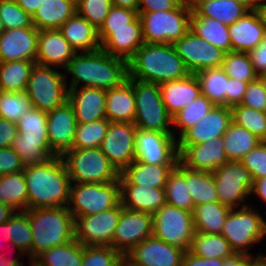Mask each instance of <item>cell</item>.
I'll use <instances>...</instances> for the list:
<instances>
[{
  "mask_svg": "<svg viewBox=\"0 0 266 266\" xmlns=\"http://www.w3.org/2000/svg\"><path fill=\"white\" fill-rule=\"evenodd\" d=\"M23 172L28 210L68 206L71 181L61 156L51 157L43 164L26 166Z\"/></svg>",
  "mask_w": 266,
  "mask_h": 266,
  "instance_id": "1",
  "label": "cell"
},
{
  "mask_svg": "<svg viewBox=\"0 0 266 266\" xmlns=\"http://www.w3.org/2000/svg\"><path fill=\"white\" fill-rule=\"evenodd\" d=\"M71 74L68 88L94 87L111 89L120 86L128 77L127 61L104 52H76L64 70ZM82 83L84 85L79 84Z\"/></svg>",
  "mask_w": 266,
  "mask_h": 266,
  "instance_id": "2",
  "label": "cell"
},
{
  "mask_svg": "<svg viewBox=\"0 0 266 266\" xmlns=\"http://www.w3.org/2000/svg\"><path fill=\"white\" fill-rule=\"evenodd\" d=\"M127 68L129 78L159 85L191 74L169 43H144L127 61Z\"/></svg>",
  "mask_w": 266,
  "mask_h": 266,
  "instance_id": "3",
  "label": "cell"
},
{
  "mask_svg": "<svg viewBox=\"0 0 266 266\" xmlns=\"http://www.w3.org/2000/svg\"><path fill=\"white\" fill-rule=\"evenodd\" d=\"M32 230L31 259L75 239L74 217L67 207L27 210Z\"/></svg>",
  "mask_w": 266,
  "mask_h": 266,
  "instance_id": "4",
  "label": "cell"
},
{
  "mask_svg": "<svg viewBox=\"0 0 266 266\" xmlns=\"http://www.w3.org/2000/svg\"><path fill=\"white\" fill-rule=\"evenodd\" d=\"M191 15L190 0L171 10L138 13L144 43L174 44L190 30Z\"/></svg>",
  "mask_w": 266,
  "mask_h": 266,
  "instance_id": "5",
  "label": "cell"
},
{
  "mask_svg": "<svg viewBox=\"0 0 266 266\" xmlns=\"http://www.w3.org/2000/svg\"><path fill=\"white\" fill-rule=\"evenodd\" d=\"M256 208L247 205L231 209L226 217L220 234L235 253L253 256L249 249L266 237V220Z\"/></svg>",
  "mask_w": 266,
  "mask_h": 266,
  "instance_id": "6",
  "label": "cell"
},
{
  "mask_svg": "<svg viewBox=\"0 0 266 266\" xmlns=\"http://www.w3.org/2000/svg\"><path fill=\"white\" fill-rule=\"evenodd\" d=\"M55 69L35 63L25 89L32 107L46 113L68 101V82L65 72Z\"/></svg>",
  "mask_w": 266,
  "mask_h": 266,
  "instance_id": "7",
  "label": "cell"
},
{
  "mask_svg": "<svg viewBox=\"0 0 266 266\" xmlns=\"http://www.w3.org/2000/svg\"><path fill=\"white\" fill-rule=\"evenodd\" d=\"M136 112L134 124L145 131L173 134L172 116L162 101L160 85L132 78Z\"/></svg>",
  "mask_w": 266,
  "mask_h": 266,
  "instance_id": "8",
  "label": "cell"
},
{
  "mask_svg": "<svg viewBox=\"0 0 266 266\" xmlns=\"http://www.w3.org/2000/svg\"><path fill=\"white\" fill-rule=\"evenodd\" d=\"M61 157L72 183H107L119 179L120 173L110 163L100 147L72 148Z\"/></svg>",
  "mask_w": 266,
  "mask_h": 266,
  "instance_id": "9",
  "label": "cell"
},
{
  "mask_svg": "<svg viewBox=\"0 0 266 266\" xmlns=\"http://www.w3.org/2000/svg\"><path fill=\"white\" fill-rule=\"evenodd\" d=\"M120 202L119 181L70 184L68 210L73 217L98 214Z\"/></svg>",
  "mask_w": 266,
  "mask_h": 266,
  "instance_id": "10",
  "label": "cell"
},
{
  "mask_svg": "<svg viewBox=\"0 0 266 266\" xmlns=\"http://www.w3.org/2000/svg\"><path fill=\"white\" fill-rule=\"evenodd\" d=\"M195 233L193 212L168 203L152 215V236L189 251Z\"/></svg>",
  "mask_w": 266,
  "mask_h": 266,
  "instance_id": "11",
  "label": "cell"
},
{
  "mask_svg": "<svg viewBox=\"0 0 266 266\" xmlns=\"http://www.w3.org/2000/svg\"><path fill=\"white\" fill-rule=\"evenodd\" d=\"M218 201L230 209L251 205L253 179L241 161H228L213 172ZM245 202V203H244Z\"/></svg>",
  "mask_w": 266,
  "mask_h": 266,
  "instance_id": "12",
  "label": "cell"
},
{
  "mask_svg": "<svg viewBox=\"0 0 266 266\" xmlns=\"http://www.w3.org/2000/svg\"><path fill=\"white\" fill-rule=\"evenodd\" d=\"M123 206L115 207L87 216L74 218L75 239L83 246H109L118 224Z\"/></svg>",
  "mask_w": 266,
  "mask_h": 266,
  "instance_id": "13",
  "label": "cell"
},
{
  "mask_svg": "<svg viewBox=\"0 0 266 266\" xmlns=\"http://www.w3.org/2000/svg\"><path fill=\"white\" fill-rule=\"evenodd\" d=\"M135 161L151 165H177V139L173 134L145 131L137 128Z\"/></svg>",
  "mask_w": 266,
  "mask_h": 266,
  "instance_id": "14",
  "label": "cell"
},
{
  "mask_svg": "<svg viewBox=\"0 0 266 266\" xmlns=\"http://www.w3.org/2000/svg\"><path fill=\"white\" fill-rule=\"evenodd\" d=\"M173 45L191 74L204 69L221 68L226 54L191 30Z\"/></svg>",
  "mask_w": 266,
  "mask_h": 266,
  "instance_id": "15",
  "label": "cell"
},
{
  "mask_svg": "<svg viewBox=\"0 0 266 266\" xmlns=\"http://www.w3.org/2000/svg\"><path fill=\"white\" fill-rule=\"evenodd\" d=\"M137 127L130 122H110L100 146L110 163L121 173L135 160Z\"/></svg>",
  "mask_w": 266,
  "mask_h": 266,
  "instance_id": "16",
  "label": "cell"
},
{
  "mask_svg": "<svg viewBox=\"0 0 266 266\" xmlns=\"http://www.w3.org/2000/svg\"><path fill=\"white\" fill-rule=\"evenodd\" d=\"M152 236V214L122 208L112 239V247L123 256Z\"/></svg>",
  "mask_w": 266,
  "mask_h": 266,
  "instance_id": "17",
  "label": "cell"
},
{
  "mask_svg": "<svg viewBox=\"0 0 266 266\" xmlns=\"http://www.w3.org/2000/svg\"><path fill=\"white\" fill-rule=\"evenodd\" d=\"M186 250L150 236L133 247L124 258L135 266H181Z\"/></svg>",
  "mask_w": 266,
  "mask_h": 266,
  "instance_id": "18",
  "label": "cell"
},
{
  "mask_svg": "<svg viewBox=\"0 0 266 266\" xmlns=\"http://www.w3.org/2000/svg\"><path fill=\"white\" fill-rule=\"evenodd\" d=\"M223 143L221 136L197 145H177L179 162L191 170L212 173L229 161Z\"/></svg>",
  "mask_w": 266,
  "mask_h": 266,
  "instance_id": "19",
  "label": "cell"
},
{
  "mask_svg": "<svg viewBox=\"0 0 266 266\" xmlns=\"http://www.w3.org/2000/svg\"><path fill=\"white\" fill-rule=\"evenodd\" d=\"M77 124L74 108L68 101L47 113L48 141L57 156L73 148Z\"/></svg>",
  "mask_w": 266,
  "mask_h": 266,
  "instance_id": "20",
  "label": "cell"
},
{
  "mask_svg": "<svg viewBox=\"0 0 266 266\" xmlns=\"http://www.w3.org/2000/svg\"><path fill=\"white\" fill-rule=\"evenodd\" d=\"M98 36L104 52L126 61L144 44L139 16L131 22V28L99 29Z\"/></svg>",
  "mask_w": 266,
  "mask_h": 266,
  "instance_id": "21",
  "label": "cell"
},
{
  "mask_svg": "<svg viewBox=\"0 0 266 266\" xmlns=\"http://www.w3.org/2000/svg\"><path fill=\"white\" fill-rule=\"evenodd\" d=\"M231 122V107L215 105L195 126L186 130L177 139V145H197L221 137Z\"/></svg>",
  "mask_w": 266,
  "mask_h": 266,
  "instance_id": "22",
  "label": "cell"
},
{
  "mask_svg": "<svg viewBox=\"0 0 266 266\" xmlns=\"http://www.w3.org/2000/svg\"><path fill=\"white\" fill-rule=\"evenodd\" d=\"M39 30L33 25L5 30L0 35V63L14 60L36 61Z\"/></svg>",
  "mask_w": 266,
  "mask_h": 266,
  "instance_id": "23",
  "label": "cell"
},
{
  "mask_svg": "<svg viewBox=\"0 0 266 266\" xmlns=\"http://www.w3.org/2000/svg\"><path fill=\"white\" fill-rule=\"evenodd\" d=\"M75 53L59 29L39 30L36 64L65 70Z\"/></svg>",
  "mask_w": 266,
  "mask_h": 266,
  "instance_id": "24",
  "label": "cell"
},
{
  "mask_svg": "<svg viewBox=\"0 0 266 266\" xmlns=\"http://www.w3.org/2000/svg\"><path fill=\"white\" fill-rule=\"evenodd\" d=\"M106 90L94 87L68 88V102L73 106L76 122L87 123L106 118Z\"/></svg>",
  "mask_w": 266,
  "mask_h": 266,
  "instance_id": "25",
  "label": "cell"
},
{
  "mask_svg": "<svg viewBox=\"0 0 266 266\" xmlns=\"http://www.w3.org/2000/svg\"><path fill=\"white\" fill-rule=\"evenodd\" d=\"M162 101L173 117L199 95L201 86L195 74L160 84Z\"/></svg>",
  "mask_w": 266,
  "mask_h": 266,
  "instance_id": "26",
  "label": "cell"
},
{
  "mask_svg": "<svg viewBox=\"0 0 266 266\" xmlns=\"http://www.w3.org/2000/svg\"><path fill=\"white\" fill-rule=\"evenodd\" d=\"M231 51L248 53L263 40L266 31L253 9L229 27Z\"/></svg>",
  "mask_w": 266,
  "mask_h": 266,
  "instance_id": "27",
  "label": "cell"
},
{
  "mask_svg": "<svg viewBox=\"0 0 266 266\" xmlns=\"http://www.w3.org/2000/svg\"><path fill=\"white\" fill-rule=\"evenodd\" d=\"M177 165H151L133 161L119 175V185H143L164 188L170 173Z\"/></svg>",
  "mask_w": 266,
  "mask_h": 266,
  "instance_id": "28",
  "label": "cell"
},
{
  "mask_svg": "<svg viewBox=\"0 0 266 266\" xmlns=\"http://www.w3.org/2000/svg\"><path fill=\"white\" fill-rule=\"evenodd\" d=\"M136 112L132 78L106 90L105 114L110 122H134Z\"/></svg>",
  "mask_w": 266,
  "mask_h": 266,
  "instance_id": "29",
  "label": "cell"
},
{
  "mask_svg": "<svg viewBox=\"0 0 266 266\" xmlns=\"http://www.w3.org/2000/svg\"><path fill=\"white\" fill-rule=\"evenodd\" d=\"M120 203L124 208L154 214L166 203L164 188L120 185Z\"/></svg>",
  "mask_w": 266,
  "mask_h": 266,
  "instance_id": "30",
  "label": "cell"
},
{
  "mask_svg": "<svg viewBox=\"0 0 266 266\" xmlns=\"http://www.w3.org/2000/svg\"><path fill=\"white\" fill-rule=\"evenodd\" d=\"M59 30L76 52H92L101 47L98 30L77 12Z\"/></svg>",
  "mask_w": 266,
  "mask_h": 266,
  "instance_id": "31",
  "label": "cell"
},
{
  "mask_svg": "<svg viewBox=\"0 0 266 266\" xmlns=\"http://www.w3.org/2000/svg\"><path fill=\"white\" fill-rule=\"evenodd\" d=\"M192 10L199 17L214 18L230 26L250 9L236 0H190Z\"/></svg>",
  "mask_w": 266,
  "mask_h": 266,
  "instance_id": "32",
  "label": "cell"
},
{
  "mask_svg": "<svg viewBox=\"0 0 266 266\" xmlns=\"http://www.w3.org/2000/svg\"><path fill=\"white\" fill-rule=\"evenodd\" d=\"M76 13V0H45L31 16L38 30L60 29Z\"/></svg>",
  "mask_w": 266,
  "mask_h": 266,
  "instance_id": "33",
  "label": "cell"
},
{
  "mask_svg": "<svg viewBox=\"0 0 266 266\" xmlns=\"http://www.w3.org/2000/svg\"><path fill=\"white\" fill-rule=\"evenodd\" d=\"M229 26L214 18L199 17L193 10L190 18V30L226 53L231 51Z\"/></svg>",
  "mask_w": 266,
  "mask_h": 266,
  "instance_id": "34",
  "label": "cell"
},
{
  "mask_svg": "<svg viewBox=\"0 0 266 266\" xmlns=\"http://www.w3.org/2000/svg\"><path fill=\"white\" fill-rule=\"evenodd\" d=\"M225 155L229 161H241L252 149L257 147L260 140L253 133L231 122L223 135Z\"/></svg>",
  "mask_w": 266,
  "mask_h": 266,
  "instance_id": "35",
  "label": "cell"
},
{
  "mask_svg": "<svg viewBox=\"0 0 266 266\" xmlns=\"http://www.w3.org/2000/svg\"><path fill=\"white\" fill-rule=\"evenodd\" d=\"M230 210L219 201L196 205L193 211L195 231L220 234Z\"/></svg>",
  "mask_w": 266,
  "mask_h": 266,
  "instance_id": "36",
  "label": "cell"
},
{
  "mask_svg": "<svg viewBox=\"0 0 266 266\" xmlns=\"http://www.w3.org/2000/svg\"><path fill=\"white\" fill-rule=\"evenodd\" d=\"M166 203L181 209L194 211V204L187 185V167L178 162L164 186Z\"/></svg>",
  "mask_w": 266,
  "mask_h": 266,
  "instance_id": "37",
  "label": "cell"
},
{
  "mask_svg": "<svg viewBox=\"0 0 266 266\" xmlns=\"http://www.w3.org/2000/svg\"><path fill=\"white\" fill-rule=\"evenodd\" d=\"M34 260L36 266H81L83 245L74 239L42 252Z\"/></svg>",
  "mask_w": 266,
  "mask_h": 266,
  "instance_id": "38",
  "label": "cell"
},
{
  "mask_svg": "<svg viewBox=\"0 0 266 266\" xmlns=\"http://www.w3.org/2000/svg\"><path fill=\"white\" fill-rule=\"evenodd\" d=\"M34 61L14 60L0 63V91H25Z\"/></svg>",
  "mask_w": 266,
  "mask_h": 266,
  "instance_id": "39",
  "label": "cell"
},
{
  "mask_svg": "<svg viewBox=\"0 0 266 266\" xmlns=\"http://www.w3.org/2000/svg\"><path fill=\"white\" fill-rule=\"evenodd\" d=\"M0 192L5 205L15 211L28 210L27 185L23 170L1 175Z\"/></svg>",
  "mask_w": 266,
  "mask_h": 266,
  "instance_id": "40",
  "label": "cell"
},
{
  "mask_svg": "<svg viewBox=\"0 0 266 266\" xmlns=\"http://www.w3.org/2000/svg\"><path fill=\"white\" fill-rule=\"evenodd\" d=\"M20 142L49 143L47 133V113L31 108L17 122Z\"/></svg>",
  "mask_w": 266,
  "mask_h": 266,
  "instance_id": "41",
  "label": "cell"
},
{
  "mask_svg": "<svg viewBox=\"0 0 266 266\" xmlns=\"http://www.w3.org/2000/svg\"><path fill=\"white\" fill-rule=\"evenodd\" d=\"M189 251L204 258L225 259L235 252L221 234L194 233Z\"/></svg>",
  "mask_w": 266,
  "mask_h": 266,
  "instance_id": "42",
  "label": "cell"
},
{
  "mask_svg": "<svg viewBox=\"0 0 266 266\" xmlns=\"http://www.w3.org/2000/svg\"><path fill=\"white\" fill-rule=\"evenodd\" d=\"M214 106L215 104L206 96L199 95L172 117V127H175L173 130L174 137L178 139L186 130L195 126Z\"/></svg>",
  "mask_w": 266,
  "mask_h": 266,
  "instance_id": "43",
  "label": "cell"
},
{
  "mask_svg": "<svg viewBox=\"0 0 266 266\" xmlns=\"http://www.w3.org/2000/svg\"><path fill=\"white\" fill-rule=\"evenodd\" d=\"M201 86V94L215 105L226 106L228 76L222 68L204 69L195 74Z\"/></svg>",
  "mask_w": 266,
  "mask_h": 266,
  "instance_id": "44",
  "label": "cell"
},
{
  "mask_svg": "<svg viewBox=\"0 0 266 266\" xmlns=\"http://www.w3.org/2000/svg\"><path fill=\"white\" fill-rule=\"evenodd\" d=\"M187 185L194 206L218 201L213 173L187 168Z\"/></svg>",
  "mask_w": 266,
  "mask_h": 266,
  "instance_id": "45",
  "label": "cell"
},
{
  "mask_svg": "<svg viewBox=\"0 0 266 266\" xmlns=\"http://www.w3.org/2000/svg\"><path fill=\"white\" fill-rule=\"evenodd\" d=\"M109 125L110 121L106 118L98 119L93 122L78 123L73 141V148H99L103 138L107 134Z\"/></svg>",
  "mask_w": 266,
  "mask_h": 266,
  "instance_id": "46",
  "label": "cell"
},
{
  "mask_svg": "<svg viewBox=\"0 0 266 266\" xmlns=\"http://www.w3.org/2000/svg\"><path fill=\"white\" fill-rule=\"evenodd\" d=\"M9 236L13 248L31 258L32 230L27 211H15L10 217Z\"/></svg>",
  "mask_w": 266,
  "mask_h": 266,
  "instance_id": "47",
  "label": "cell"
},
{
  "mask_svg": "<svg viewBox=\"0 0 266 266\" xmlns=\"http://www.w3.org/2000/svg\"><path fill=\"white\" fill-rule=\"evenodd\" d=\"M232 122L266 141V113L241 104L231 107Z\"/></svg>",
  "mask_w": 266,
  "mask_h": 266,
  "instance_id": "48",
  "label": "cell"
},
{
  "mask_svg": "<svg viewBox=\"0 0 266 266\" xmlns=\"http://www.w3.org/2000/svg\"><path fill=\"white\" fill-rule=\"evenodd\" d=\"M229 78L252 82L259 76L255 72L248 53L229 51L221 67Z\"/></svg>",
  "mask_w": 266,
  "mask_h": 266,
  "instance_id": "49",
  "label": "cell"
},
{
  "mask_svg": "<svg viewBox=\"0 0 266 266\" xmlns=\"http://www.w3.org/2000/svg\"><path fill=\"white\" fill-rule=\"evenodd\" d=\"M31 108V101L25 91H0V118L17 123Z\"/></svg>",
  "mask_w": 266,
  "mask_h": 266,
  "instance_id": "50",
  "label": "cell"
},
{
  "mask_svg": "<svg viewBox=\"0 0 266 266\" xmlns=\"http://www.w3.org/2000/svg\"><path fill=\"white\" fill-rule=\"evenodd\" d=\"M11 148L21 157L24 167L43 164L51 157L57 156L49 143L20 142L19 135L13 140Z\"/></svg>",
  "mask_w": 266,
  "mask_h": 266,
  "instance_id": "51",
  "label": "cell"
},
{
  "mask_svg": "<svg viewBox=\"0 0 266 266\" xmlns=\"http://www.w3.org/2000/svg\"><path fill=\"white\" fill-rule=\"evenodd\" d=\"M124 256L109 246H83L81 266H121Z\"/></svg>",
  "mask_w": 266,
  "mask_h": 266,
  "instance_id": "52",
  "label": "cell"
},
{
  "mask_svg": "<svg viewBox=\"0 0 266 266\" xmlns=\"http://www.w3.org/2000/svg\"><path fill=\"white\" fill-rule=\"evenodd\" d=\"M112 7V0H76V12L97 30L103 25Z\"/></svg>",
  "mask_w": 266,
  "mask_h": 266,
  "instance_id": "53",
  "label": "cell"
},
{
  "mask_svg": "<svg viewBox=\"0 0 266 266\" xmlns=\"http://www.w3.org/2000/svg\"><path fill=\"white\" fill-rule=\"evenodd\" d=\"M0 19L5 30L32 27V18L15 0H0Z\"/></svg>",
  "mask_w": 266,
  "mask_h": 266,
  "instance_id": "54",
  "label": "cell"
},
{
  "mask_svg": "<svg viewBox=\"0 0 266 266\" xmlns=\"http://www.w3.org/2000/svg\"><path fill=\"white\" fill-rule=\"evenodd\" d=\"M241 162L250 172L253 181L266 177V141L252 149Z\"/></svg>",
  "mask_w": 266,
  "mask_h": 266,
  "instance_id": "55",
  "label": "cell"
},
{
  "mask_svg": "<svg viewBox=\"0 0 266 266\" xmlns=\"http://www.w3.org/2000/svg\"><path fill=\"white\" fill-rule=\"evenodd\" d=\"M240 104L258 111L266 112V88L259 77L249 82Z\"/></svg>",
  "mask_w": 266,
  "mask_h": 266,
  "instance_id": "56",
  "label": "cell"
},
{
  "mask_svg": "<svg viewBox=\"0 0 266 266\" xmlns=\"http://www.w3.org/2000/svg\"><path fill=\"white\" fill-rule=\"evenodd\" d=\"M137 16V11L113 5L100 29L131 28V22Z\"/></svg>",
  "mask_w": 266,
  "mask_h": 266,
  "instance_id": "57",
  "label": "cell"
},
{
  "mask_svg": "<svg viewBox=\"0 0 266 266\" xmlns=\"http://www.w3.org/2000/svg\"><path fill=\"white\" fill-rule=\"evenodd\" d=\"M21 157L11 148H0V176L24 170Z\"/></svg>",
  "mask_w": 266,
  "mask_h": 266,
  "instance_id": "58",
  "label": "cell"
},
{
  "mask_svg": "<svg viewBox=\"0 0 266 266\" xmlns=\"http://www.w3.org/2000/svg\"><path fill=\"white\" fill-rule=\"evenodd\" d=\"M248 84L249 83L247 82L228 77V87L226 92L227 107H233L242 102Z\"/></svg>",
  "mask_w": 266,
  "mask_h": 266,
  "instance_id": "59",
  "label": "cell"
},
{
  "mask_svg": "<svg viewBox=\"0 0 266 266\" xmlns=\"http://www.w3.org/2000/svg\"><path fill=\"white\" fill-rule=\"evenodd\" d=\"M184 0H139L137 13L167 11L177 8Z\"/></svg>",
  "mask_w": 266,
  "mask_h": 266,
  "instance_id": "60",
  "label": "cell"
},
{
  "mask_svg": "<svg viewBox=\"0 0 266 266\" xmlns=\"http://www.w3.org/2000/svg\"><path fill=\"white\" fill-rule=\"evenodd\" d=\"M255 72L260 76L266 71V34L260 44L248 52Z\"/></svg>",
  "mask_w": 266,
  "mask_h": 266,
  "instance_id": "61",
  "label": "cell"
},
{
  "mask_svg": "<svg viewBox=\"0 0 266 266\" xmlns=\"http://www.w3.org/2000/svg\"><path fill=\"white\" fill-rule=\"evenodd\" d=\"M17 135V123L0 118V148L11 147Z\"/></svg>",
  "mask_w": 266,
  "mask_h": 266,
  "instance_id": "62",
  "label": "cell"
},
{
  "mask_svg": "<svg viewBox=\"0 0 266 266\" xmlns=\"http://www.w3.org/2000/svg\"><path fill=\"white\" fill-rule=\"evenodd\" d=\"M223 261L224 259L221 258H204L186 251L181 266H222Z\"/></svg>",
  "mask_w": 266,
  "mask_h": 266,
  "instance_id": "63",
  "label": "cell"
},
{
  "mask_svg": "<svg viewBox=\"0 0 266 266\" xmlns=\"http://www.w3.org/2000/svg\"><path fill=\"white\" fill-rule=\"evenodd\" d=\"M251 195L257 196L260 201L266 203V177L253 181Z\"/></svg>",
  "mask_w": 266,
  "mask_h": 266,
  "instance_id": "64",
  "label": "cell"
},
{
  "mask_svg": "<svg viewBox=\"0 0 266 266\" xmlns=\"http://www.w3.org/2000/svg\"><path fill=\"white\" fill-rule=\"evenodd\" d=\"M250 255L242 253H234L232 256L225 258L222 266H247V260Z\"/></svg>",
  "mask_w": 266,
  "mask_h": 266,
  "instance_id": "65",
  "label": "cell"
},
{
  "mask_svg": "<svg viewBox=\"0 0 266 266\" xmlns=\"http://www.w3.org/2000/svg\"><path fill=\"white\" fill-rule=\"evenodd\" d=\"M16 3L30 16H32L38 7L43 4L45 0H15Z\"/></svg>",
  "mask_w": 266,
  "mask_h": 266,
  "instance_id": "66",
  "label": "cell"
},
{
  "mask_svg": "<svg viewBox=\"0 0 266 266\" xmlns=\"http://www.w3.org/2000/svg\"><path fill=\"white\" fill-rule=\"evenodd\" d=\"M23 256L25 257L26 255L22 251H17L13 259H10L9 257L6 258L5 254L2 255V253H0V266H17L21 263L20 258Z\"/></svg>",
  "mask_w": 266,
  "mask_h": 266,
  "instance_id": "67",
  "label": "cell"
},
{
  "mask_svg": "<svg viewBox=\"0 0 266 266\" xmlns=\"http://www.w3.org/2000/svg\"><path fill=\"white\" fill-rule=\"evenodd\" d=\"M114 6L138 11L139 0H112Z\"/></svg>",
  "mask_w": 266,
  "mask_h": 266,
  "instance_id": "68",
  "label": "cell"
},
{
  "mask_svg": "<svg viewBox=\"0 0 266 266\" xmlns=\"http://www.w3.org/2000/svg\"><path fill=\"white\" fill-rule=\"evenodd\" d=\"M14 213L15 210H13L11 207L5 204H0V224H3L9 220Z\"/></svg>",
  "mask_w": 266,
  "mask_h": 266,
  "instance_id": "69",
  "label": "cell"
},
{
  "mask_svg": "<svg viewBox=\"0 0 266 266\" xmlns=\"http://www.w3.org/2000/svg\"><path fill=\"white\" fill-rule=\"evenodd\" d=\"M247 266H266V254L259 253L257 256H251L247 260Z\"/></svg>",
  "mask_w": 266,
  "mask_h": 266,
  "instance_id": "70",
  "label": "cell"
},
{
  "mask_svg": "<svg viewBox=\"0 0 266 266\" xmlns=\"http://www.w3.org/2000/svg\"><path fill=\"white\" fill-rule=\"evenodd\" d=\"M266 31V0L261 1L254 9Z\"/></svg>",
  "mask_w": 266,
  "mask_h": 266,
  "instance_id": "71",
  "label": "cell"
},
{
  "mask_svg": "<svg viewBox=\"0 0 266 266\" xmlns=\"http://www.w3.org/2000/svg\"><path fill=\"white\" fill-rule=\"evenodd\" d=\"M0 236L4 238L5 242L11 243V237L9 236V220L0 224Z\"/></svg>",
  "mask_w": 266,
  "mask_h": 266,
  "instance_id": "72",
  "label": "cell"
},
{
  "mask_svg": "<svg viewBox=\"0 0 266 266\" xmlns=\"http://www.w3.org/2000/svg\"><path fill=\"white\" fill-rule=\"evenodd\" d=\"M238 2L243 3L246 5L250 10H253L256 8V6L263 0H236Z\"/></svg>",
  "mask_w": 266,
  "mask_h": 266,
  "instance_id": "73",
  "label": "cell"
},
{
  "mask_svg": "<svg viewBox=\"0 0 266 266\" xmlns=\"http://www.w3.org/2000/svg\"><path fill=\"white\" fill-rule=\"evenodd\" d=\"M29 260H30V265L29 266H36V263H35L34 259L29 258ZM24 265L25 264L23 263V260H22V262L19 265H17V266H24Z\"/></svg>",
  "mask_w": 266,
  "mask_h": 266,
  "instance_id": "74",
  "label": "cell"
},
{
  "mask_svg": "<svg viewBox=\"0 0 266 266\" xmlns=\"http://www.w3.org/2000/svg\"><path fill=\"white\" fill-rule=\"evenodd\" d=\"M259 78L263 81L264 85H265V88H266V71L263 72Z\"/></svg>",
  "mask_w": 266,
  "mask_h": 266,
  "instance_id": "75",
  "label": "cell"
},
{
  "mask_svg": "<svg viewBox=\"0 0 266 266\" xmlns=\"http://www.w3.org/2000/svg\"><path fill=\"white\" fill-rule=\"evenodd\" d=\"M121 266H135L133 264H130L125 258L122 260Z\"/></svg>",
  "mask_w": 266,
  "mask_h": 266,
  "instance_id": "76",
  "label": "cell"
},
{
  "mask_svg": "<svg viewBox=\"0 0 266 266\" xmlns=\"http://www.w3.org/2000/svg\"><path fill=\"white\" fill-rule=\"evenodd\" d=\"M5 31V27L3 25L2 20L0 19V35Z\"/></svg>",
  "mask_w": 266,
  "mask_h": 266,
  "instance_id": "77",
  "label": "cell"
},
{
  "mask_svg": "<svg viewBox=\"0 0 266 266\" xmlns=\"http://www.w3.org/2000/svg\"><path fill=\"white\" fill-rule=\"evenodd\" d=\"M0 204H5L2 197H1V192H0Z\"/></svg>",
  "mask_w": 266,
  "mask_h": 266,
  "instance_id": "78",
  "label": "cell"
}]
</instances>
